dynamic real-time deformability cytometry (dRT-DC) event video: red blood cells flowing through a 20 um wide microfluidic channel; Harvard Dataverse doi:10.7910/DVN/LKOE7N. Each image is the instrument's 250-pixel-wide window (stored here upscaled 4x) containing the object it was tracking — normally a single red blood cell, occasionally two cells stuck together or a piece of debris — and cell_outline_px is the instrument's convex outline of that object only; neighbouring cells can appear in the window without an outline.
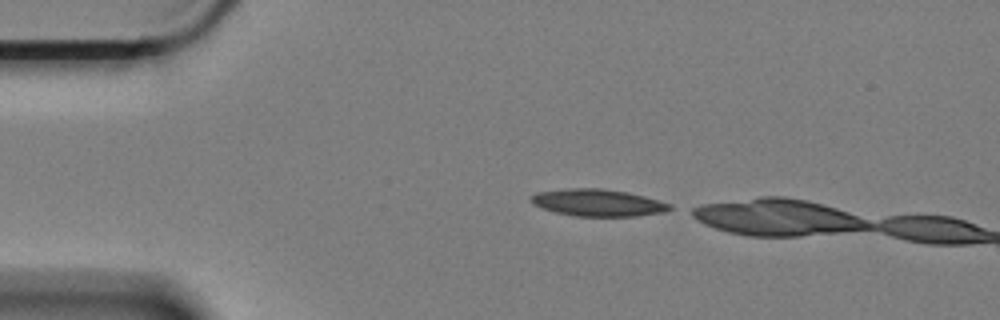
{"species": "Egyptian fruit bat (a non-hibernating species)", "species_latin": "Rousettus aegyptiacus", "temperature_condition": "cold", "stored_images_in_passage": 3, "camera_frame_rate_fps": 3000, "um_per_image_px": 0.085, "animal": {"sex": "female"}, "frame": {"image": 1, "passage_image": 1, "time_ms": 0.0, "image_size_px": [1000, 320], "cell_outline_px": [[672, 208], [664, 212], [632, 216], [576, 216], [556, 212], [544, 208], [536, 204], [532, 200], [532, 196], [536, 192], [564, 188], [604, 188], [628, 192], [644, 196], [672, 204]], "centroid_in_image_um": [50.86, 17.21], "position_along_channel_um": 34.1, "area_um2": 21.68}}